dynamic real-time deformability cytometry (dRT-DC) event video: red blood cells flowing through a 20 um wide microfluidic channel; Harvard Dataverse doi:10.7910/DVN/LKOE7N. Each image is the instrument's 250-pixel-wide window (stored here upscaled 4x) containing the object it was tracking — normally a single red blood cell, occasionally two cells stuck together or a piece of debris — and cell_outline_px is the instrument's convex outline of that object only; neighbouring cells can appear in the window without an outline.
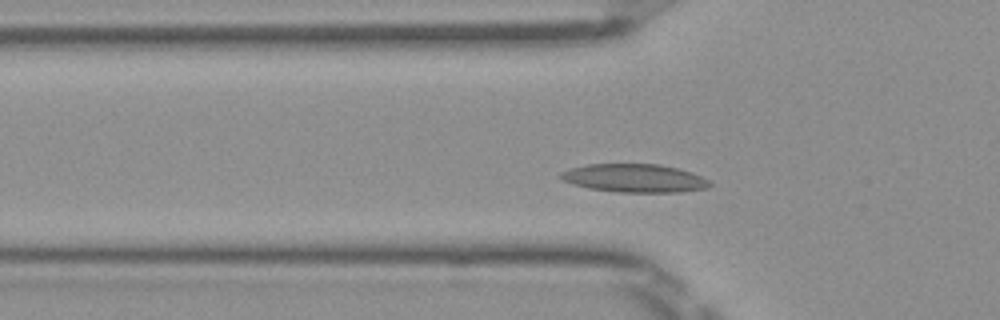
{"species": "Egyptian fruit bat (a non-hibernating species)", "species_latin": "Rousettus aegyptiacus", "temperature_condition": "room temperature", "stored_images_in_passage": 32, "camera_frame_rate_fps": 3000, "um_per_image_px": 0.085, "frame": {"image": 1, "passage_image": 9, "time_ms": 2.667, "image_size_px": [1000, 320], "cell_outline_px": [[712, 184], [708, 188], [680, 192], [620, 192], [588, 188], [572, 184], [564, 180], [560, 176], [560, 172], [568, 168], [588, 164], [660, 164], [692, 172], [708, 180]], "centroid_in_image_um": [53.92, 15.14], "position_along_channel_um": 71.9, "area_um2": 24.57}}
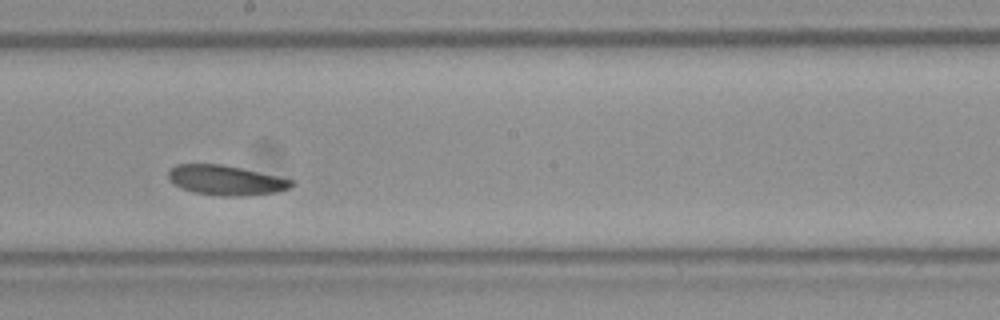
{"frame": {"image": 2, "passage_image": 21, "time_ms": 6.667, "image_size_px": [1000, 320], "cell_outline_px": [[296, 184], [292, 188], [276, 192], [248, 196], [220, 196], [192, 192], [180, 188], [172, 184], [168, 180], [168, 168], [176, 164], [224, 164], [296, 180]], "centroid_in_image_um": [19.2, 15.32], "position_along_channel_um": 229.0, "area_um2": 22.02}}
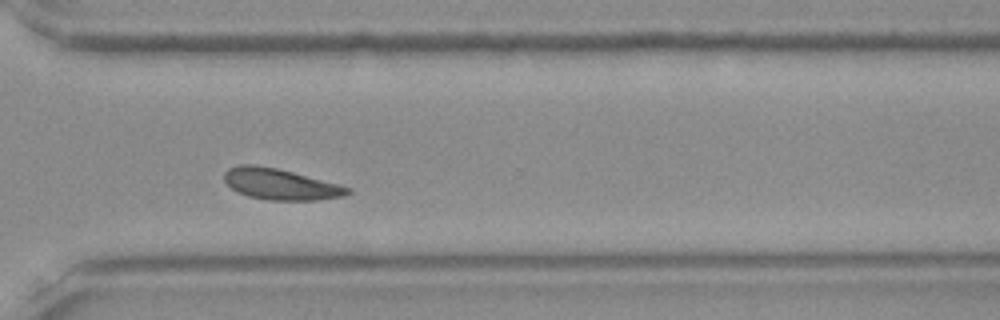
{"frame": {"image": 3, "passage_image": 30, "time_ms": 9.667, "image_size_px": [1000, 320], "cell_outline_px": [[352, 192], [344, 196], [316, 200], [268, 200], [248, 196], [236, 192], [224, 180], [224, 172], [228, 168], [240, 164], [252, 164], [276, 168], [340, 184], [352, 188]], "centroid_in_image_um": [23.84, 15.66], "position_along_channel_um": 346.8, "area_um2": 22.37}, "authors_computed_cell_mechanics": {"area_um2": 22.4553, "velocity_mm_per_s": 3.9211, "shape_relaxation_time_tau1_ms": 3.412, "shape_relaxation_time_tau2_ms": null, "deformation_change_tau1": 0.0712, "deformation_change_tau2": null}}